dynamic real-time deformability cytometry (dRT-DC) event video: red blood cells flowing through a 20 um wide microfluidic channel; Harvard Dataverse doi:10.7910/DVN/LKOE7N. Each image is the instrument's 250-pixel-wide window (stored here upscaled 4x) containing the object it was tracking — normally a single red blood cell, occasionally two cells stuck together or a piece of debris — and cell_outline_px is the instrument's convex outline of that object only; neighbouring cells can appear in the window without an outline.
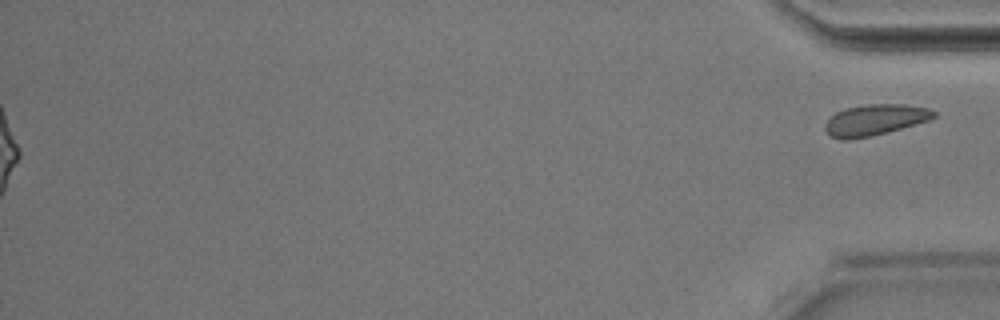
{"species": "Egyptian fruit bat (a non-hibernating species)", "species_latin": "Rousettus aegyptiacus", "temperature_condition": "room temperature", "stored_images_in_passage": 30, "segment_of_instrument_passage": [2, 2], "camera_frame_rate_fps": 3000, "um_per_image_px": 0.085, "animal": {"sex": "male"}, "frame": {"image": 1, "passage_image": 30, "time_ms": 9.667, "image_size_px": [1000, 320], "cell_outline_px": [[936, 116], [928, 120], [872, 136], [852, 140], [840, 140], [828, 136], [824, 128], [824, 124], [828, 116], [844, 108], [868, 104], [904, 104], [928, 108], [936, 112]], "centroid_in_image_um": [74.27, 10.2], "position_along_channel_um": 360.9, "area_um2": 19.88}}